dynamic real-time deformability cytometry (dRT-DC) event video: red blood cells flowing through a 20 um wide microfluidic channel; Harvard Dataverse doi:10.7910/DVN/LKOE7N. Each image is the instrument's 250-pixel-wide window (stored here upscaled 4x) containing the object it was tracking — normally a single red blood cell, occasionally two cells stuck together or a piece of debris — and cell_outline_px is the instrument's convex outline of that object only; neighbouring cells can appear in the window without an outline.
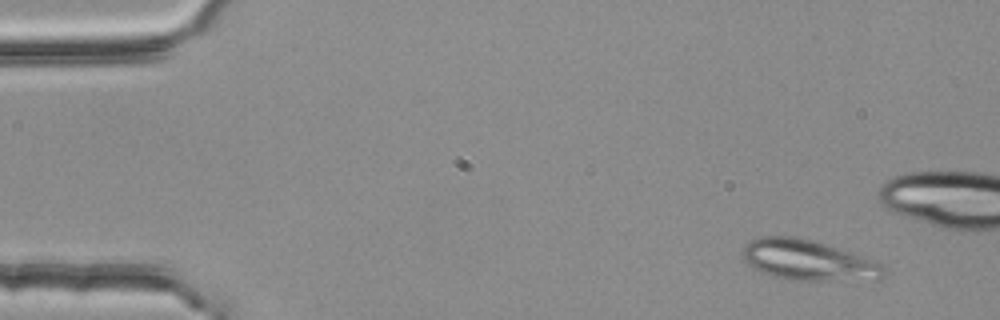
{"species": "common noctule bat (a hibernating species)", "species_latin": "Nyctalus noctula", "temperature_condition": "room temperature", "stored_images_in_passage": 4, "camera_frame_rate_fps": 3000, "um_per_image_px": 0.085, "animal": {"sex": "female", "body_mass_g": 25.1}, "frame": {"image": 1, "passage_image": 1, "time_ms": 0.0, "image_size_px": [1000, 320], "cell_outline_px": [[888, 268], [884, 276], [880, 280], [788, 280], [764, 272], [748, 264], [744, 260], [740, 252], [740, 248], [752, 240], [764, 236], [792, 236], [812, 240], [852, 252], [876, 260], [884, 264]], "centroid_in_image_um": [68.77, 22.12], "position_along_channel_um": 16.2, "area_um2": 33.58}}